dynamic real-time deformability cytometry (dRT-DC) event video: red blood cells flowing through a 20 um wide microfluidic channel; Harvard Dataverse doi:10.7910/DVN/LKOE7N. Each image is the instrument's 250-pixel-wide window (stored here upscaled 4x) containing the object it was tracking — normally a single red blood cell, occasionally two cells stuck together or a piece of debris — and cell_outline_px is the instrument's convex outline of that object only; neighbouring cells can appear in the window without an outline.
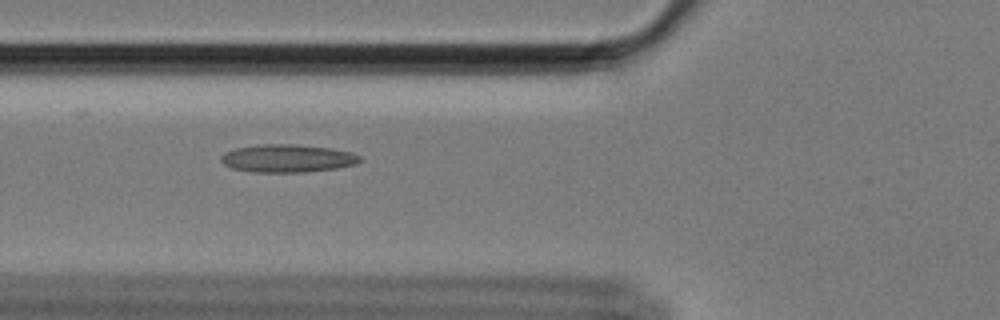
{"species": "Egyptian fruit bat (a non-hibernating species)", "species_latin": "Rousettus aegyptiacus", "temperature_condition": "cold", "stored_images_in_passage": 38, "camera_frame_rate_fps": 3000, "um_per_image_px": 0.085, "animal": {"sex": "female"}, "frame": {"image": 1, "passage_image": 9, "time_ms": 2.667, "image_size_px": [1000, 320], "cell_outline_px": [[364, 160], [356, 164], [336, 168], [304, 172], [252, 172], [232, 168], [224, 164], [220, 160], [220, 156], [224, 152], [236, 148], [260, 144], [296, 144], [332, 148], [352, 152], [360, 156]], "centroid_in_image_um": [24.45, 13.45], "position_along_channel_um": 101.4, "area_um2": 22.77}}
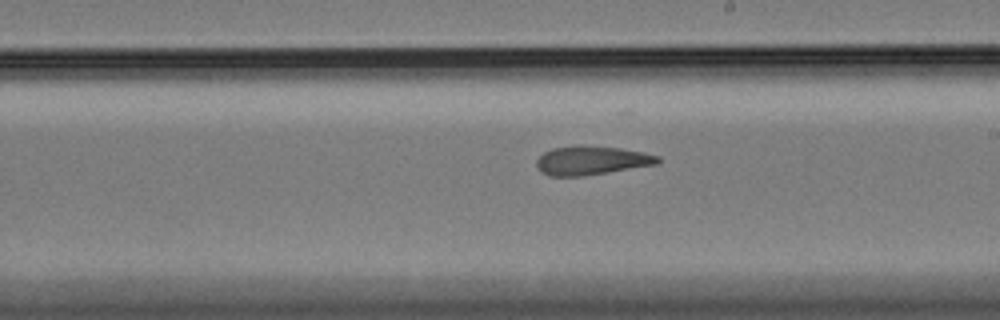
{"frame": {"image": 2, "passage_image": 21, "time_ms": 6.667, "image_size_px": [1000, 320], "cell_outline_px": [[660, 164], [584, 176], [552, 176], [540, 172], [536, 164], [536, 160], [544, 152], [552, 148], [580, 144], [620, 148], [644, 152], [660, 156]], "centroid_in_image_um": [50.3, 13.63], "position_along_channel_um": 238.7, "area_um2": 20.75}}
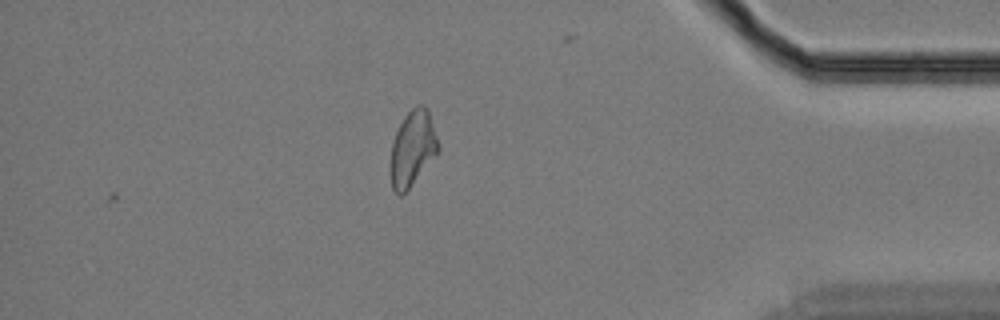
{"frame": {"image": 3, "passage_image": 38, "time_ms": 12.333, "image_size_px": [1000, 320], "cell_outline_px": [[440, 152], [408, 188], [400, 196], [392, 188], [388, 168], [392, 144], [396, 132], [404, 116], [412, 108], [420, 104], [428, 108], [440, 144]], "centroid_in_image_um": [35.07, 12.61], "position_along_channel_um": 400.1, "area_um2": 21.33}, "authors_computed_cell_mechanics": {"area_um2": 20.7791, "velocity_mm_per_s": 3.4236, "shape_relaxation_time_tau1_ms": null, "shape_relaxation_time_tau2_ms": 3.3857, "deformation_change_tau1": null, "deformation_change_tau2": 0.119}}